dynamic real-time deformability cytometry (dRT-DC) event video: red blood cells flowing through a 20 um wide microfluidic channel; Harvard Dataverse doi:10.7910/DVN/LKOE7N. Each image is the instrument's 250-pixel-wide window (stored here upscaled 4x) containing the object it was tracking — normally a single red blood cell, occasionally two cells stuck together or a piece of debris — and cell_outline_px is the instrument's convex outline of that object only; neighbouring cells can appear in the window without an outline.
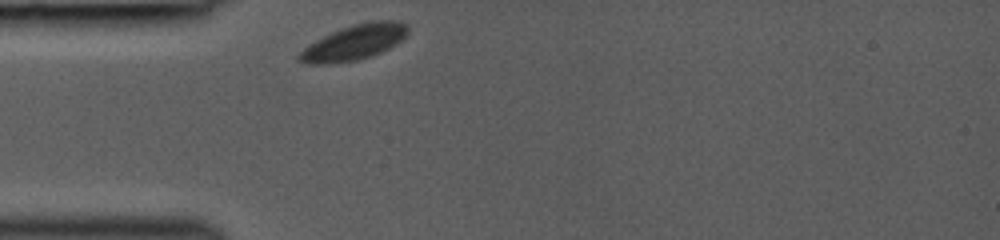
{"species": "common noctule bat (a hibernating species)", "species_latin": "Nyctalus noctula", "temperature_condition": "room temperature", "stored_images_in_passage": 4, "camera_frame_rate_fps": 3000, "um_per_image_px": 0.085, "animal": {"sex": "female", "body_mass_g": 19.0, "forearm_length_mm": 53.3}, "frame": {"image": 1, "passage_image": 1, "time_ms": 0.0, "image_size_px": [1000, 240], "cell_outline_px": [[408, 32], [396, 44], [372, 56], [360, 60], [316, 64], [308, 64], [300, 60], [296, 56], [304, 48], [316, 40], [332, 32], [356, 24], [376, 20], [396, 20], [404, 24], [408, 28]], "centroid_in_image_um": [30.11, 3.61], "position_along_channel_um": 54.9, "area_um2": 21.73}}
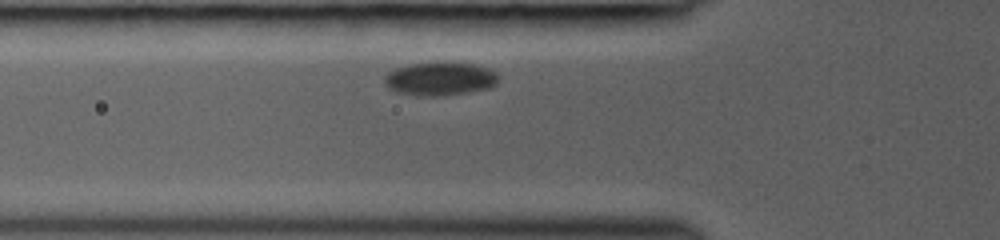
{"frame": {"image": 2, "passage_image": 4, "time_ms": 1.0, "image_size_px": [1000, 240], "cell_outline_px": [[496, 84], [488, 88], [468, 92], [444, 96], [420, 96], [396, 92], [384, 80], [384, 76], [388, 72], [396, 68], [412, 64], [444, 60], [472, 64], [488, 68], [496, 76]], "centroid_in_image_um": [37.38, 6.68], "position_along_channel_um": 88.4, "area_um2": 22.2}}